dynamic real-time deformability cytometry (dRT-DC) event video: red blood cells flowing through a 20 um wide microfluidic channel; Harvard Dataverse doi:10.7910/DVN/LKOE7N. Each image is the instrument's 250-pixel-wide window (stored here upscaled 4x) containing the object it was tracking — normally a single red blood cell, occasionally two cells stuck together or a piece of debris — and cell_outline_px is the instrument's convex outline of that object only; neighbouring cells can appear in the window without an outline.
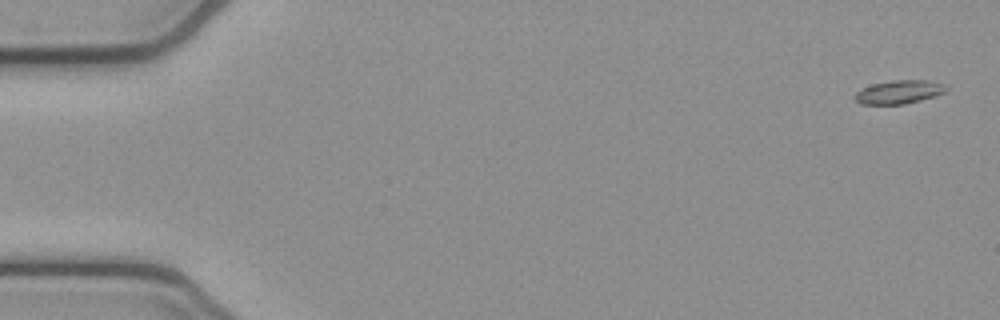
{"species": "common noctule bat (a hibernating species)", "species_latin": "Nyctalus noctula", "temperature_condition": "cold", "stored_images_in_passage": 54, "camera_frame_rate_fps": 3000, "um_per_image_px": 0.085, "animal": {"sex": "female", "body_mass_g": 21.9}, "frame": {"image": 1, "passage_image": 2, "time_ms": 0.333, "image_size_px": [1000, 320], "cell_outline_px": [[948, 88], [944, 92], [920, 100], [904, 104], [860, 104], [852, 96], [856, 92], [872, 84], [892, 80], [928, 80], [948, 84]], "centroid_in_image_um": [76.42, 7.81], "position_along_channel_um": 8.6, "area_um2": 12.48}}
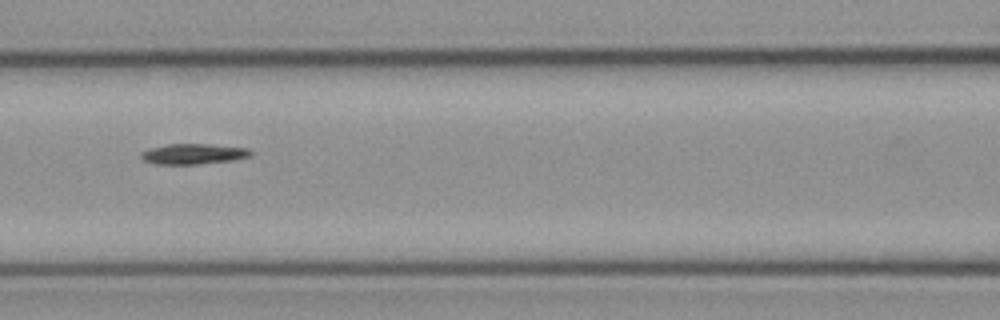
{"frame": {"image": 2, "passage_image": 24, "time_ms": 7.667, "image_size_px": [1000, 320], "cell_outline_px": [[252, 156], [232, 160], [196, 164], [156, 164], [144, 160], [140, 156], [140, 152], [148, 148], [168, 144], [212, 144], [248, 148], [252, 152]], "centroid_in_image_um": [16.43, 13.07], "position_along_channel_um": 150.2, "area_um2": 13.12}}
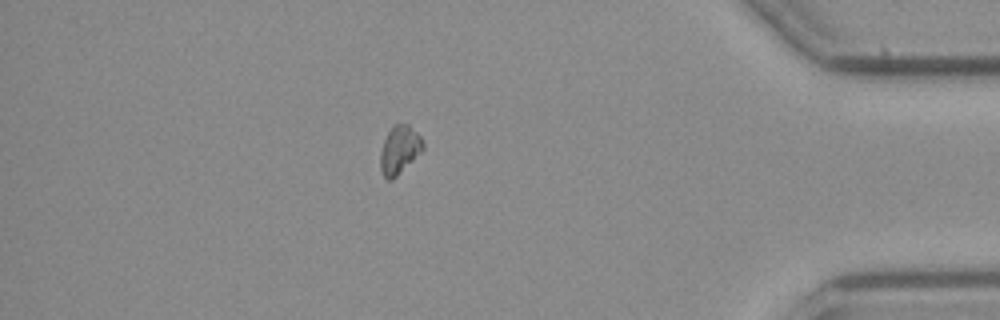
{"frame": {"image": 3, "passage_image": 47, "time_ms": 15.333, "image_size_px": [1000, 320], "cell_outline_px": [[424, 148], [392, 180], [388, 180], [384, 176], [380, 168], [380, 152], [384, 140], [392, 124], [408, 124], [420, 136], [424, 144]], "centroid_in_image_um": [33.93, 12.71], "position_along_channel_um": 401.3, "area_um2": 11.73}, "authors_computed_cell_mechanics": {"area_um2": 12.6582, "velocity_mm_per_s": 3.815, "shape_relaxation_time_tau1_ms": 2.5167, "shape_relaxation_time_tau2_ms": null, "deformation_change_tau1": 0.1177, "deformation_change_tau2": null}}